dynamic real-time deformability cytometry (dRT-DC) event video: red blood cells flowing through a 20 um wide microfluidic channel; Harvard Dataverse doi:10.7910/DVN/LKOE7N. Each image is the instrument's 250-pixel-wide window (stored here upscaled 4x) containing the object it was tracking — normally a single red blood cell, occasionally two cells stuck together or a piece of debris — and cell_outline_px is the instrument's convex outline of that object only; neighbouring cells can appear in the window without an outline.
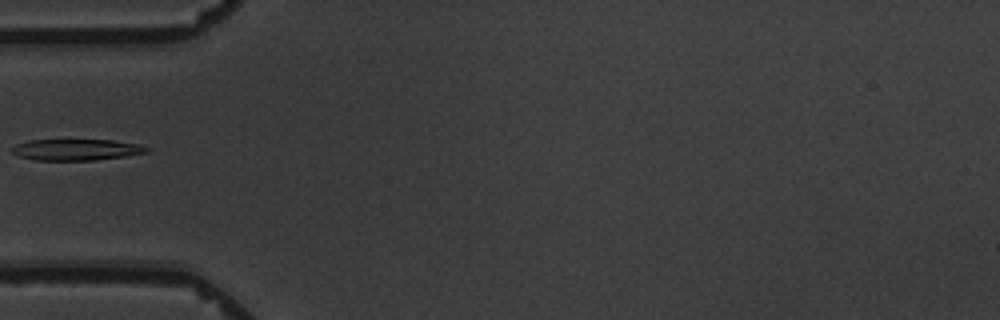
{"species": "common noctule bat (a hibernating species)", "species_latin": "Nyctalus noctula", "temperature_condition": "warm", "stored_images_in_passage": 1, "camera_frame_rate_fps": 3000, "um_per_image_px": 0.085, "animal": {"sex": "male", "body_mass_g": 19.5, "forearm_length_mm": 54.6}, "frame": {"image": 1, "passage_image": 1, "time_ms": 0.0, "image_size_px": [1000, 320], "cell_outline_px": [[148, 152], [124, 156], [92, 160], [36, 160], [16, 156], [12, 152], [12, 148], [16, 144], [28, 140], [112, 140], [136, 144], [148, 148]], "centroid_in_image_um": [6.42, 12.72], "position_along_channel_um": 78.6, "area_um2": 16.47}}